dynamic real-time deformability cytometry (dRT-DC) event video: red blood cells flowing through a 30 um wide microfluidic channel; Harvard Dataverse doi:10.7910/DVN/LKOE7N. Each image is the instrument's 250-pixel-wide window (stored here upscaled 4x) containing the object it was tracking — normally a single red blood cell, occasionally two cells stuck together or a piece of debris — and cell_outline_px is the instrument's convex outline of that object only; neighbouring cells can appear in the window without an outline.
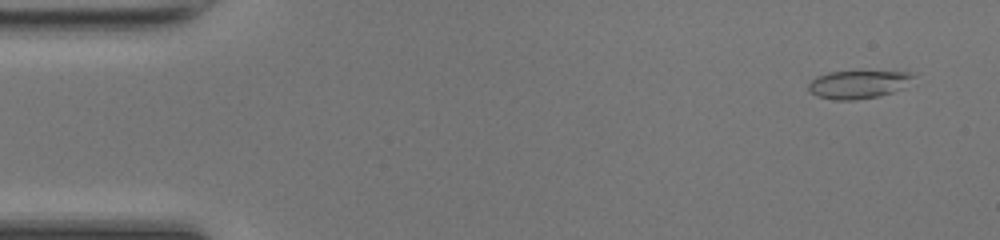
{"species": "common noctule bat (a hibernating species)", "species_latin": "Nyctalus noctula", "temperature_condition": "room temperature", "stored_images_in_passage": 49, "camera_frame_rate_fps": 3000, "um_per_image_px": 0.085, "animal": {"sex": "female", "body_mass_g": 17.0, "forearm_length_mm": 48.0}, "frame": {"image": 1, "passage_image": 3, "time_ms": 0.667, "image_size_px": [1000, 240], "cell_outline_px": [[916, 76], [904, 88], [880, 96], [856, 100], [832, 100], [816, 96], [808, 88], [808, 84], [816, 76], [828, 72], [916, 72]], "centroid_in_image_um": [72.97, 7.18], "position_along_channel_um": 12.0, "area_um2": 17.22}}
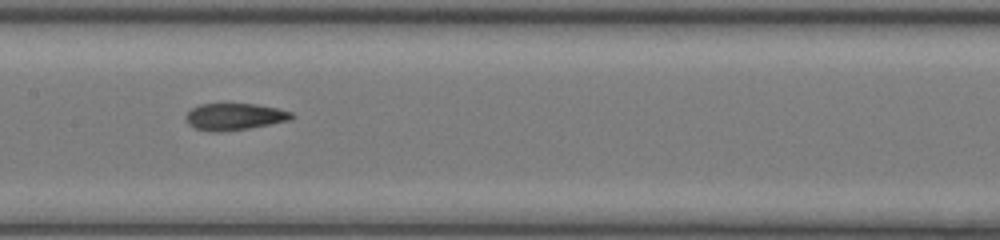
{"frame": {"image": 2, "passage_image": 24, "time_ms": 7.667, "image_size_px": [1000, 240], "cell_outline_px": [[296, 116], [292, 120], [248, 128], [220, 132], [212, 132], [196, 128], [188, 124], [184, 120], [184, 116], [192, 108], [200, 104], [256, 104], [276, 108], [292, 112]], "centroid_in_image_um": [19.93, 9.92], "position_along_channel_um": 187.5, "area_um2": 16.59}}
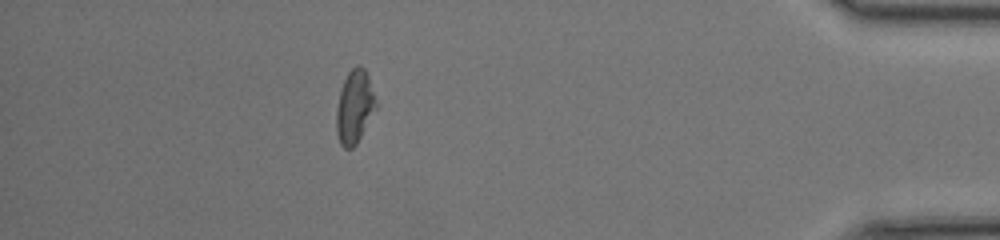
{"frame": {"image": 3, "passage_image": 43, "time_ms": 14.0, "image_size_px": [1000, 240], "cell_outline_px": [[376, 108], [356, 144], [352, 148], [344, 148], [340, 144], [336, 132], [336, 112], [340, 88], [348, 72], [356, 64], [360, 64], [364, 68], [368, 76], [376, 104]], "centroid_in_image_um": [30.11, 9.07], "position_along_channel_um": 405.1, "area_um2": 16.7}, "authors_computed_cell_mechanics": {"area_um2": 17.1666, "velocity_mm_per_s": 4.283, "shape_relaxation_time_tau1_ms": null, "shape_relaxation_time_tau2_ms": 2.8396, "deformation_change_tau1": null, "deformation_change_tau2": 0.1069}}